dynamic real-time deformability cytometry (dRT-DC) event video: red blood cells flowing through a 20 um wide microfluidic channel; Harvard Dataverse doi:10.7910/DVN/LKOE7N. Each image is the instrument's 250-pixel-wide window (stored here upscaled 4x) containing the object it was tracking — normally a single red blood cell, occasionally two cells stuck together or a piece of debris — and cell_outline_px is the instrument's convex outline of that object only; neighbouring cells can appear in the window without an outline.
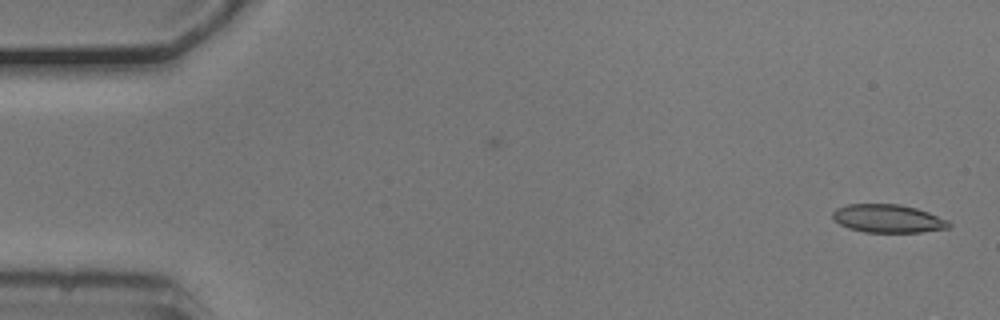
{"species": "common noctule bat (a hibernating species)", "species_latin": "Nyctalus noctula", "temperature_condition": "cold", "stored_images_in_passage": 53, "camera_frame_rate_fps": 3000, "um_per_image_px": 0.085, "animal": {"sex": "male", "body_mass_g": 20.5, "forearm_length_mm": 52.5}, "frame": {"image": 1, "passage_image": 1, "time_ms": 0.0, "image_size_px": [1000, 320], "cell_outline_px": [[952, 224], [948, 228], [920, 232], [864, 232], [848, 228], [840, 224], [832, 216], [832, 212], [836, 208], [848, 204], [900, 204], [916, 208], [928, 212], [948, 220]], "centroid_in_image_um": [75.48, 18.57], "position_along_channel_um": 9.5, "area_um2": 19.07}}
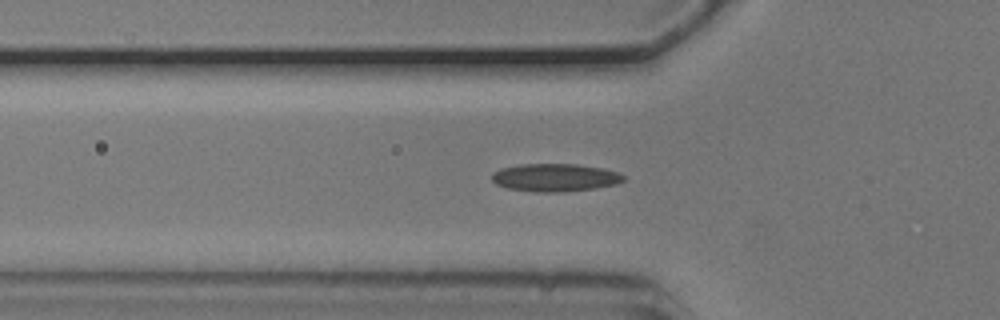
{"frame": {"image": 2, "passage_image": 17, "time_ms": 5.333, "image_size_px": [1000, 320], "cell_outline_px": [[624, 180], [616, 184], [596, 188], [560, 192], [536, 192], [508, 188], [496, 184], [492, 180], [492, 172], [500, 168], [520, 164], [576, 164], [604, 168], [616, 172], [624, 176]], "centroid_in_image_um": [47.15, 15.09], "position_along_channel_um": 78.6, "area_um2": 21.39}}
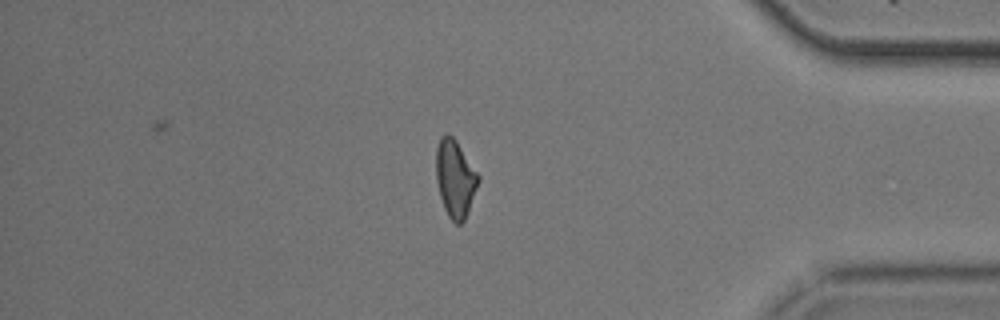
{"frame": {"image": 3, "passage_image": 45, "time_ms": 14.667, "image_size_px": [1000, 320], "cell_outline_px": [[480, 180], [468, 212], [464, 220], [460, 224], [456, 224], [448, 216], [444, 208], [440, 196], [436, 180], [436, 148], [440, 136], [444, 132], [448, 132], [456, 140], [480, 176]], "centroid_in_image_um": [38.68, 15.14], "position_along_channel_um": 396.5, "area_um2": 19.19}, "authors_computed_cell_mechanics": {"area_um2": 19.5364, "velocity_mm_per_s": 3.7251, "shape_relaxation_time_tau1_ms": null, "shape_relaxation_time_tau2_ms": 5.8118, "deformation_change_tau1": null, "deformation_change_tau2": 0.1454}}